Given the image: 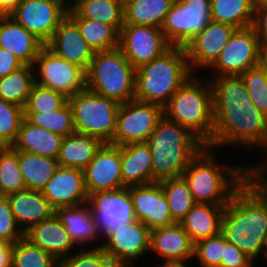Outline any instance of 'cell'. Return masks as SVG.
Masks as SVG:
<instances>
[{
    "instance_id": "cell-44",
    "label": "cell",
    "mask_w": 267,
    "mask_h": 267,
    "mask_svg": "<svg viewBox=\"0 0 267 267\" xmlns=\"http://www.w3.org/2000/svg\"><path fill=\"white\" fill-rule=\"evenodd\" d=\"M225 237L222 233L197 241L194 244V256L201 267H221Z\"/></svg>"
},
{
    "instance_id": "cell-47",
    "label": "cell",
    "mask_w": 267,
    "mask_h": 267,
    "mask_svg": "<svg viewBox=\"0 0 267 267\" xmlns=\"http://www.w3.org/2000/svg\"><path fill=\"white\" fill-rule=\"evenodd\" d=\"M244 173L245 184L256 194L267 198V159L262 163L244 166Z\"/></svg>"
},
{
    "instance_id": "cell-23",
    "label": "cell",
    "mask_w": 267,
    "mask_h": 267,
    "mask_svg": "<svg viewBox=\"0 0 267 267\" xmlns=\"http://www.w3.org/2000/svg\"><path fill=\"white\" fill-rule=\"evenodd\" d=\"M45 44L10 16L0 17V48L12 52L23 65L34 66Z\"/></svg>"
},
{
    "instance_id": "cell-30",
    "label": "cell",
    "mask_w": 267,
    "mask_h": 267,
    "mask_svg": "<svg viewBox=\"0 0 267 267\" xmlns=\"http://www.w3.org/2000/svg\"><path fill=\"white\" fill-rule=\"evenodd\" d=\"M102 144L94 136L74 132L63 138L57 158L58 164L61 167L83 170L92 161Z\"/></svg>"
},
{
    "instance_id": "cell-51",
    "label": "cell",
    "mask_w": 267,
    "mask_h": 267,
    "mask_svg": "<svg viewBox=\"0 0 267 267\" xmlns=\"http://www.w3.org/2000/svg\"><path fill=\"white\" fill-rule=\"evenodd\" d=\"M13 245L0 241V267H12Z\"/></svg>"
},
{
    "instance_id": "cell-39",
    "label": "cell",
    "mask_w": 267,
    "mask_h": 267,
    "mask_svg": "<svg viewBox=\"0 0 267 267\" xmlns=\"http://www.w3.org/2000/svg\"><path fill=\"white\" fill-rule=\"evenodd\" d=\"M24 117L33 125L63 137L76 132L72 109L68 102L55 112H24Z\"/></svg>"
},
{
    "instance_id": "cell-5",
    "label": "cell",
    "mask_w": 267,
    "mask_h": 267,
    "mask_svg": "<svg viewBox=\"0 0 267 267\" xmlns=\"http://www.w3.org/2000/svg\"><path fill=\"white\" fill-rule=\"evenodd\" d=\"M192 74L185 48L172 46L160 57L136 69L134 99L164 108Z\"/></svg>"
},
{
    "instance_id": "cell-22",
    "label": "cell",
    "mask_w": 267,
    "mask_h": 267,
    "mask_svg": "<svg viewBox=\"0 0 267 267\" xmlns=\"http://www.w3.org/2000/svg\"><path fill=\"white\" fill-rule=\"evenodd\" d=\"M24 238L52 255L58 262L69 257L70 251L76 246L56 214L32 225L25 232Z\"/></svg>"
},
{
    "instance_id": "cell-8",
    "label": "cell",
    "mask_w": 267,
    "mask_h": 267,
    "mask_svg": "<svg viewBox=\"0 0 267 267\" xmlns=\"http://www.w3.org/2000/svg\"><path fill=\"white\" fill-rule=\"evenodd\" d=\"M68 103L77 133L94 136L102 143L112 142L120 103L88 88L70 96Z\"/></svg>"
},
{
    "instance_id": "cell-6",
    "label": "cell",
    "mask_w": 267,
    "mask_h": 267,
    "mask_svg": "<svg viewBox=\"0 0 267 267\" xmlns=\"http://www.w3.org/2000/svg\"><path fill=\"white\" fill-rule=\"evenodd\" d=\"M205 81L191 76L173 94L164 107V115L187 128L207 146L213 137L214 115L211 84Z\"/></svg>"
},
{
    "instance_id": "cell-2",
    "label": "cell",
    "mask_w": 267,
    "mask_h": 267,
    "mask_svg": "<svg viewBox=\"0 0 267 267\" xmlns=\"http://www.w3.org/2000/svg\"><path fill=\"white\" fill-rule=\"evenodd\" d=\"M221 233L254 262L259 256L265 257L267 198L244 183L225 206Z\"/></svg>"
},
{
    "instance_id": "cell-1",
    "label": "cell",
    "mask_w": 267,
    "mask_h": 267,
    "mask_svg": "<svg viewBox=\"0 0 267 267\" xmlns=\"http://www.w3.org/2000/svg\"><path fill=\"white\" fill-rule=\"evenodd\" d=\"M211 77L214 130L207 147H258L265 135L267 116L252 103L240 75Z\"/></svg>"
},
{
    "instance_id": "cell-15",
    "label": "cell",
    "mask_w": 267,
    "mask_h": 267,
    "mask_svg": "<svg viewBox=\"0 0 267 267\" xmlns=\"http://www.w3.org/2000/svg\"><path fill=\"white\" fill-rule=\"evenodd\" d=\"M88 203L104 239L111 232L137 220L129 187L92 193Z\"/></svg>"
},
{
    "instance_id": "cell-52",
    "label": "cell",
    "mask_w": 267,
    "mask_h": 267,
    "mask_svg": "<svg viewBox=\"0 0 267 267\" xmlns=\"http://www.w3.org/2000/svg\"><path fill=\"white\" fill-rule=\"evenodd\" d=\"M22 0H0V15L9 16Z\"/></svg>"
},
{
    "instance_id": "cell-46",
    "label": "cell",
    "mask_w": 267,
    "mask_h": 267,
    "mask_svg": "<svg viewBox=\"0 0 267 267\" xmlns=\"http://www.w3.org/2000/svg\"><path fill=\"white\" fill-rule=\"evenodd\" d=\"M24 236L25 232L16 222L7 196L0 195V241L13 245Z\"/></svg>"
},
{
    "instance_id": "cell-9",
    "label": "cell",
    "mask_w": 267,
    "mask_h": 267,
    "mask_svg": "<svg viewBox=\"0 0 267 267\" xmlns=\"http://www.w3.org/2000/svg\"><path fill=\"white\" fill-rule=\"evenodd\" d=\"M211 21V0H175L161 30L171 46L185 48Z\"/></svg>"
},
{
    "instance_id": "cell-45",
    "label": "cell",
    "mask_w": 267,
    "mask_h": 267,
    "mask_svg": "<svg viewBox=\"0 0 267 267\" xmlns=\"http://www.w3.org/2000/svg\"><path fill=\"white\" fill-rule=\"evenodd\" d=\"M91 247L81 248L77 254L59 261L58 267H117L101 247Z\"/></svg>"
},
{
    "instance_id": "cell-27",
    "label": "cell",
    "mask_w": 267,
    "mask_h": 267,
    "mask_svg": "<svg viewBox=\"0 0 267 267\" xmlns=\"http://www.w3.org/2000/svg\"><path fill=\"white\" fill-rule=\"evenodd\" d=\"M55 214L69 233L70 239L79 248L89 246L91 241L95 242V239L103 237L88 202L78 206L58 208Z\"/></svg>"
},
{
    "instance_id": "cell-17",
    "label": "cell",
    "mask_w": 267,
    "mask_h": 267,
    "mask_svg": "<svg viewBox=\"0 0 267 267\" xmlns=\"http://www.w3.org/2000/svg\"><path fill=\"white\" fill-rule=\"evenodd\" d=\"M83 172L88 195L125 188L121 174V146L103 143Z\"/></svg>"
},
{
    "instance_id": "cell-14",
    "label": "cell",
    "mask_w": 267,
    "mask_h": 267,
    "mask_svg": "<svg viewBox=\"0 0 267 267\" xmlns=\"http://www.w3.org/2000/svg\"><path fill=\"white\" fill-rule=\"evenodd\" d=\"M171 47L161 28L124 24L120 30L119 48L135 69L160 57Z\"/></svg>"
},
{
    "instance_id": "cell-24",
    "label": "cell",
    "mask_w": 267,
    "mask_h": 267,
    "mask_svg": "<svg viewBox=\"0 0 267 267\" xmlns=\"http://www.w3.org/2000/svg\"><path fill=\"white\" fill-rule=\"evenodd\" d=\"M150 250L166 261H189L194 243L180 223L151 230Z\"/></svg>"
},
{
    "instance_id": "cell-54",
    "label": "cell",
    "mask_w": 267,
    "mask_h": 267,
    "mask_svg": "<svg viewBox=\"0 0 267 267\" xmlns=\"http://www.w3.org/2000/svg\"><path fill=\"white\" fill-rule=\"evenodd\" d=\"M260 64L267 71V45H261Z\"/></svg>"
},
{
    "instance_id": "cell-37",
    "label": "cell",
    "mask_w": 267,
    "mask_h": 267,
    "mask_svg": "<svg viewBox=\"0 0 267 267\" xmlns=\"http://www.w3.org/2000/svg\"><path fill=\"white\" fill-rule=\"evenodd\" d=\"M167 199L171 217L180 223L195 205V200L183 176L158 181Z\"/></svg>"
},
{
    "instance_id": "cell-49",
    "label": "cell",
    "mask_w": 267,
    "mask_h": 267,
    "mask_svg": "<svg viewBox=\"0 0 267 267\" xmlns=\"http://www.w3.org/2000/svg\"><path fill=\"white\" fill-rule=\"evenodd\" d=\"M252 27L255 29L261 45H267V6L255 8Z\"/></svg>"
},
{
    "instance_id": "cell-55",
    "label": "cell",
    "mask_w": 267,
    "mask_h": 267,
    "mask_svg": "<svg viewBox=\"0 0 267 267\" xmlns=\"http://www.w3.org/2000/svg\"><path fill=\"white\" fill-rule=\"evenodd\" d=\"M254 8L259 6H267V0H250Z\"/></svg>"
},
{
    "instance_id": "cell-3",
    "label": "cell",
    "mask_w": 267,
    "mask_h": 267,
    "mask_svg": "<svg viewBox=\"0 0 267 267\" xmlns=\"http://www.w3.org/2000/svg\"><path fill=\"white\" fill-rule=\"evenodd\" d=\"M213 154L204 146L182 176L196 203L226 205L245 183L244 166L219 164Z\"/></svg>"
},
{
    "instance_id": "cell-12",
    "label": "cell",
    "mask_w": 267,
    "mask_h": 267,
    "mask_svg": "<svg viewBox=\"0 0 267 267\" xmlns=\"http://www.w3.org/2000/svg\"><path fill=\"white\" fill-rule=\"evenodd\" d=\"M260 56L261 44L255 29H236L210 69L215 70L214 77L241 75L260 65Z\"/></svg>"
},
{
    "instance_id": "cell-16",
    "label": "cell",
    "mask_w": 267,
    "mask_h": 267,
    "mask_svg": "<svg viewBox=\"0 0 267 267\" xmlns=\"http://www.w3.org/2000/svg\"><path fill=\"white\" fill-rule=\"evenodd\" d=\"M151 230L135 220L111 232L101 247L117 267H131L138 258L149 253Z\"/></svg>"
},
{
    "instance_id": "cell-53",
    "label": "cell",
    "mask_w": 267,
    "mask_h": 267,
    "mask_svg": "<svg viewBox=\"0 0 267 267\" xmlns=\"http://www.w3.org/2000/svg\"><path fill=\"white\" fill-rule=\"evenodd\" d=\"M185 262L186 260L166 261V262L158 263L159 265L156 267H188Z\"/></svg>"
},
{
    "instance_id": "cell-11",
    "label": "cell",
    "mask_w": 267,
    "mask_h": 267,
    "mask_svg": "<svg viewBox=\"0 0 267 267\" xmlns=\"http://www.w3.org/2000/svg\"><path fill=\"white\" fill-rule=\"evenodd\" d=\"M164 116V108L137 100L121 103L116 131L110 144L123 146L146 142Z\"/></svg>"
},
{
    "instance_id": "cell-21",
    "label": "cell",
    "mask_w": 267,
    "mask_h": 267,
    "mask_svg": "<svg viewBox=\"0 0 267 267\" xmlns=\"http://www.w3.org/2000/svg\"><path fill=\"white\" fill-rule=\"evenodd\" d=\"M46 46L57 56L80 66L85 71L89 69L95 53L84 40L78 25L68 15L59 23Z\"/></svg>"
},
{
    "instance_id": "cell-10",
    "label": "cell",
    "mask_w": 267,
    "mask_h": 267,
    "mask_svg": "<svg viewBox=\"0 0 267 267\" xmlns=\"http://www.w3.org/2000/svg\"><path fill=\"white\" fill-rule=\"evenodd\" d=\"M33 67L37 71L35 83L68 98L86 88V71L57 56L46 45L40 50Z\"/></svg>"
},
{
    "instance_id": "cell-7",
    "label": "cell",
    "mask_w": 267,
    "mask_h": 267,
    "mask_svg": "<svg viewBox=\"0 0 267 267\" xmlns=\"http://www.w3.org/2000/svg\"><path fill=\"white\" fill-rule=\"evenodd\" d=\"M136 69L119 47L95 52L86 71V88L118 103L134 100Z\"/></svg>"
},
{
    "instance_id": "cell-33",
    "label": "cell",
    "mask_w": 267,
    "mask_h": 267,
    "mask_svg": "<svg viewBox=\"0 0 267 267\" xmlns=\"http://www.w3.org/2000/svg\"><path fill=\"white\" fill-rule=\"evenodd\" d=\"M67 15L78 25L84 40L94 52L112 50L119 47L120 33L113 26L82 18L70 6Z\"/></svg>"
},
{
    "instance_id": "cell-40",
    "label": "cell",
    "mask_w": 267,
    "mask_h": 267,
    "mask_svg": "<svg viewBox=\"0 0 267 267\" xmlns=\"http://www.w3.org/2000/svg\"><path fill=\"white\" fill-rule=\"evenodd\" d=\"M58 261L46 251L23 238L12 248V267H58Z\"/></svg>"
},
{
    "instance_id": "cell-13",
    "label": "cell",
    "mask_w": 267,
    "mask_h": 267,
    "mask_svg": "<svg viewBox=\"0 0 267 267\" xmlns=\"http://www.w3.org/2000/svg\"><path fill=\"white\" fill-rule=\"evenodd\" d=\"M68 9L62 0H22L9 16L46 45Z\"/></svg>"
},
{
    "instance_id": "cell-28",
    "label": "cell",
    "mask_w": 267,
    "mask_h": 267,
    "mask_svg": "<svg viewBox=\"0 0 267 267\" xmlns=\"http://www.w3.org/2000/svg\"><path fill=\"white\" fill-rule=\"evenodd\" d=\"M63 138L59 134L33 125L24 118L16 141L11 147L15 150L57 159Z\"/></svg>"
},
{
    "instance_id": "cell-43",
    "label": "cell",
    "mask_w": 267,
    "mask_h": 267,
    "mask_svg": "<svg viewBox=\"0 0 267 267\" xmlns=\"http://www.w3.org/2000/svg\"><path fill=\"white\" fill-rule=\"evenodd\" d=\"M252 103L267 116V71L260 64L250 68L240 75Z\"/></svg>"
},
{
    "instance_id": "cell-32",
    "label": "cell",
    "mask_w": 267,
    "mask_h": 267,
    "mask_svg": "<svg viewBox=\"0 0 267 267\" xmlns=\"http://www.w3.org/2000/svg\"><path fill=\"white\" fill-rule=\"evenodd\" d=\"M70 7L80 17L113 26L119 33L124 25L123 0H76Z\"/></svg>"
},
{
    "instance_id": "cell-38",
    "label": "cell",
    "mask_w": 267,
    "mask_h": 267,
    "mask_svg": "<svg viewBox=\"0 0 267 267\" xmlns=\"http://www.w3.org/2000/svg\"><path fill=\"white\" fill-rule=\"evenodd\" d=\"M26 189L19 166L18 150L0 147V195L7 196Z\"/></svg>"
},
{
    "instance_id": "cell-36",
    "label": "cell",
    "mask_w": 267,
    "mask_h": 267,
    "mask_svg": "<svg viewBox=\"0 0 267 267\" xmlns=\"http://www.w3.org/2000/svg\"><path fill=\"white\" fill-rule=\"evenodd\" d=\"M34 84V67L23 65L7 76L0 78V99L24 108Z\"/></svg>"
},
{
    "instance_id": "cell-20",
    "label": "cell",
    "mask_w": 267,
    "mask_h": 267,
    "mask_svg": "<svg viewBox=\"0 0 267 267\" xmlns=\"http://www.w3.org/2000/svg\"><path fill=\"white\" fill-rule=\"evenodd\" d=\"M41 191L55 210L78 206L89 199L84 172L79 168L59 166Z\"/></svg>"
},
{
    "instance_id": "cell-4",
    "label": "cell",
    "mask_w": 267,
    "mask_h": 267,
    "mask_svg": "<svg viewBox=\"0 0 267 267\" xmlns=\"http://www.w3.org/2000/svg\"><path fill=\"white\" fill-rule=\"evenodd\" d=\"M152 155L153 183L181 177L190 161L205 146L187 128L165 115L147 139Z\"/></svg>"
},
{
    "instance_id": "cell-25",
    "label": "cell",
    "mask_w": 267,
    "mask_h": 267,
    "mask_svg": "<svg viewBox=\"0 0 267 267\" xmlns=\"http://www.w3.org/2000/svg\"><path fill=\"white\" fill-rule=\"evenodd\" d=\"M7 198L16 222L24 232L55 214L42 191L24 189L7 195Z\"/></svg>"
},
{
    "instance_id": "cell-50",
    "label": "cell",
    "mask_w": 267,
    "mask_h": 267,
    "mask_svg": "<svg viewBox=\"0 0 267 267\" xmlns=\"http://www.w3.org/2000/svg\"><path fill=\"white\" fill-rule=\"evenodd\" d=\"M21 61L12 52L0 48V78L22 67Z\"/></svg>"
},
{
    "instance_id": "cell-18",
    "label": "cell",
    "mask_w": 267,
    "mask_h": 267,
    "mask_svg": "<svg viewBox=\"0 0 267 267\" xmlns=\"http://www.w3.org/2000/svg\"><path fill=\"white\" fill-rule=\"evenodd\" d=\"M236 28L221 22L211 21L186 45L185 51L190 69L210 68L218 59L222 49Z\"/></svg>"
},
{
    "instance_id": "cell-41",
    "label": "cell",
    "mask_w": 267,
    "mask_h": 267,
    "mask_svg": "<svg viewBox=\"0 0 267 267\" xmlns=\"http://www.w3.org/2000/svg\"><path fill=\"white\" fill-rule=\"evenodd\" d=\"M24 118L23 107L0 99V147L12 146Z\"/></svg>"
},
{
    "instance_id": "cell-26",
    "label": "cell",
    "mask_w": 267,
    "mask_h": 267,
    "mask_svg": "<svg viewBox=\"0 0 267 267\" xmlns=\"http://www.w3.org/2000/svg\"><path fill=\"white\" fill-rule=\"evenodd\" d=\"M121 174L125 187L153 183L152 155L146 142L121 146Z\"/></svg>"
},
{
    "instance_id": "cell-29",
    "label": "cell",
    "mask_w": 267,
    "mask_h": 267,
    "mask_svg": "<svg viewBox=\"0 0 267 267\" xmlns=\"http://www.w3.org/2000/svg\"><path fill=\"white\" fill-rule=\"evenodd\" d=\"M225 206L195 203L189 210L180 224L194 244L221 233Z\"/></svg>"
},
{
    "instance_id": "cell-48",
    "label": "cell",
    "mask_w": 267,
    "mask_h": 267,
    "mask_svg": "<svg viewBox=\"0 0 267 267\" xmlns=\"http://www.w3.org/2000/svg\"><path fill=\"white\" fill-rule=\"evenodd\" d=\"M254 261L225 238L221 267H253Z\"/></svg>"
},
{
    "instance_id": "cell-42",
    "label": "cell",
    "mask_w": 267,
    "mask_h": 267,
    "mask_svg": "<svg viewBox=\"0 0 267 267\" xmlns=\"http://www.w3.org/2000/svg\"><path fill=\"white\" fill-rule=\"evenodd\" d=\"M67 102L68 97L61 92L42 87L35 83L23 109L24 112H55Z\"/></svg>"
},
{
    "instance_id": "cell-34",
    "label": "cell",
    "mask_w": 267,
    "mask_h": 267,
    "mask_svg": "<svg viewBox=\"0 0 267 267\" xmlns=\"http://www.w3.org/2000/svg\"><path fill=\"white\" fill-rule=\"evenodd\" d=\"M19 166L26 189L41 191L59 167L57 159L18 150Z\"/></svg>"
},
{
    "instance_id": "cell-19",
    "label": "cell",
    "mask_w": 267,
    "mask_h": 267,
    "mask_svg": "<svg viewBox=\"0 0 267 267\" xmlns=\"http://www.w3.org/2000/svg\"><path fill=\"white\" fill-rule=\"evenodd\" d=\"M135 217L150 230L175 224L159 182L129 186Z\"/></svg>"
},
{
    "instance_id": "cell-57",
    "label": "cell",
    "mask_w": 267,
    "mask_h": 267,
    "mask_svg": "<svg viewBox=\"0 0 267 267\" xmlns=\"http://www.w3.org/2000/svg\"><path fill=\"white\" fill-rule=\"evenodd\" d=\"M63 2H65L67 5H72L76 0H62Z\"/></svg>"
},
{
    "instance_id": "cell-31",
    "label": "cell",
    "mask_w": 267,
    "mask_h": 267,
    "mask_svg": "<svg viewBox=\"0 0 267 267\" xmlns=\"http://www.w3.org/2000/svg\"><path fill=\"white\" fill-rule=\"evenodd\" d=\"M175 0H123L124 24L161 28Z\"/></svg>"
},
{
    "instance_id": "cell-35",
    "label": "cell",
    "mask_w": 267,
    "mask_h": 267,
    "mask_svg": "<svg viewBox=\"0 0 267 267\" xmlns=\"http://www.w3.org/2000/svg\"><path fill=\"white\" fill-rule=\"evenodd\" d=\"M255 8L250 0H211V19L236 29L251 27Z\"/></svg>"
},
{
    "instance_id": "cell-56",
    "label": "cell",
    "mask_w": 267,
    "mask_h": 267,
    "mask_svg": "<svg viewBox=\"0 0 267 267\" xmlns=\"http://www.w3.org/2000/svg\"><path fill=\"white\" fill-rule=\"evenodd\" d=\"M263 147V149H267V127H266V135H265V137H264V139H263V141H262V143L257 147V149L258 148H262ZM266 154H267V150H266Z\"/></svg>"
}]
</instances>
